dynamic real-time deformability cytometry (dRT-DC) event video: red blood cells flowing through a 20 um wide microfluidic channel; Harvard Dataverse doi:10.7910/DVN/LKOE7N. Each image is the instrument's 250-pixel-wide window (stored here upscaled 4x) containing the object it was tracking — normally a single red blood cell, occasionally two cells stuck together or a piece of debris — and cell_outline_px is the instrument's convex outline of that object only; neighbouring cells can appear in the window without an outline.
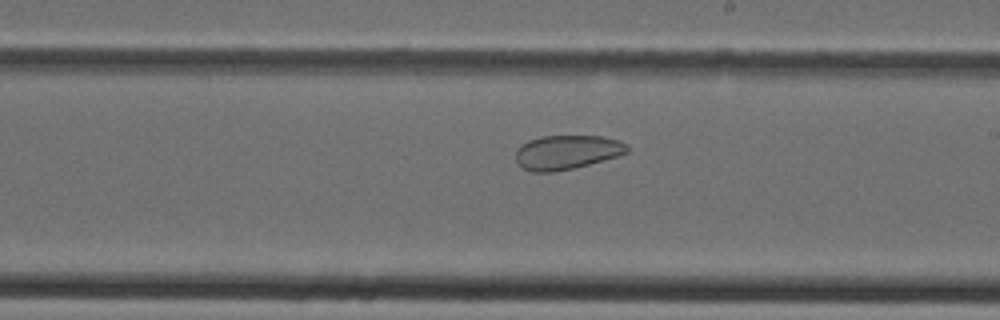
{"species": "Egyptian fruit bat (a non-hibernating species)", "species_latin": "Rousettus aegyptiacus", "temperature_condition": "cold", "stored_images_in_passage": 37, "camera_frame_rate_fps": 3000, "um_per_image_px": 0.085, "animal": {"sex": "female"}, "frame": {"image": 1, "passage_image": 22, "time_ms": 7.0, "image_size_px": [1000, 320], "cell_outline_px": [[628, 152], [616, 156], [588, 164], [572, 168], [552, 172], [532, 172], [524, 168], [516, 160], [516, 148], [520, 144], [528, 140], [540, 136], [600, 136], [616, 140], [624, 144], [628, 148]], "centroid_in_image_um": [48.11, 12.93], "position_along_channel_um": 240.9, "area_um2": 21.91}}